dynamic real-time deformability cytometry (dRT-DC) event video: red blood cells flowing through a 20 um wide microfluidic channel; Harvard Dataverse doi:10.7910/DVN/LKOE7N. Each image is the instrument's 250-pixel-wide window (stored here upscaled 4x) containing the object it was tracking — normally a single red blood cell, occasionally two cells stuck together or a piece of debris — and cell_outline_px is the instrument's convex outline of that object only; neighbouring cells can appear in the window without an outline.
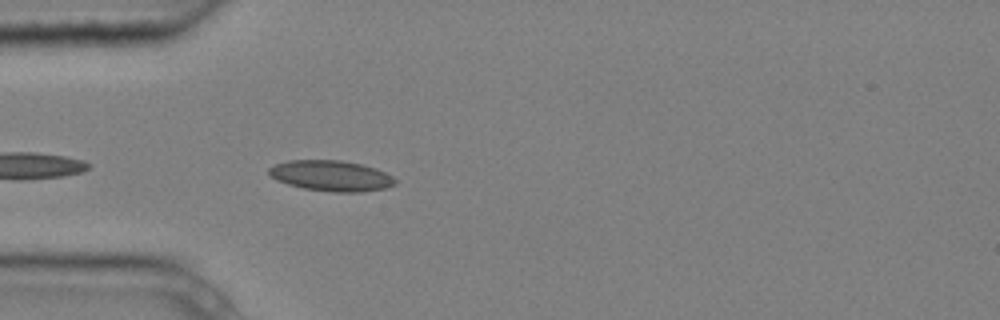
{"species": "common noctule bat (a hibernating species)", "species_latin": "Nyctalus noctula", "temperature_condition": "cold", "stored_images_in_passage": 4, "camera_frame_rate_fps": 3000, "um_per_image_px": 0.085, "animal": {"sex": "male", "body_mass_g": 20.4}, "frame": {"image": 1, "passage_image": 4, "time_ms": 1.0, "image_size_px": [1000, 320], "cell_outline_px": [[396, 184], [388, 188], [364, 192], [332, 192], [304, 188], [288, 184], [276, 180], [268, 172], [268, 168], [276, 164], [288, 160], [340, 160], [360, 164], [376, 168], [392, 176], [396, 180]], "centroid_in_image_um": [28.17, 14.95], "position_along_channel_um": 56.8, "area_um2": 22.6}}